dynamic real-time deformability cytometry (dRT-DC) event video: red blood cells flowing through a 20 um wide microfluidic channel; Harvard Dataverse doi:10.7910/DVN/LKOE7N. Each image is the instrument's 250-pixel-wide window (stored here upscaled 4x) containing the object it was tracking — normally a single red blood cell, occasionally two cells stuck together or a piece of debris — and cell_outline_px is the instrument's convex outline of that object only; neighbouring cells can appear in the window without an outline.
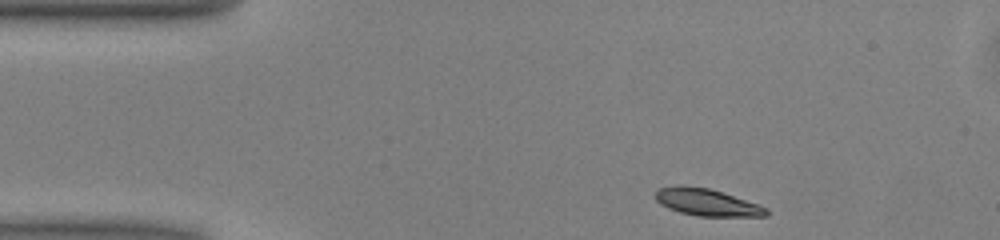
{"species": "common noctule bat (a hibernating species)", "species_latin": "Nyctalus noctula", "temperature_condition": "warm", "stored_images_in_passage": 44, "camera_frame_rate_fps": 3000, "um_per_image_px": 0.085, "animal": {"sex": "male", "body_mass_g": 13.0, "forearm_length_mm": 53.1}, "frame": {"image": 1, "passage_image": 1, "time_ms": 0.0, "image_size_px": [1000, 240], "cell_outline_px": [[768, 216], [696, 216], [680, 212], [668, 208], [660, 204], [656, 200], [656, 192], [660, 188], [676, 184], [680, 184], [708, 188], [768, 208]], "centroid_in_image_um": [60.03, 17.19], "position_along_channel_um": 25.0, "area_um2": 17.28}}
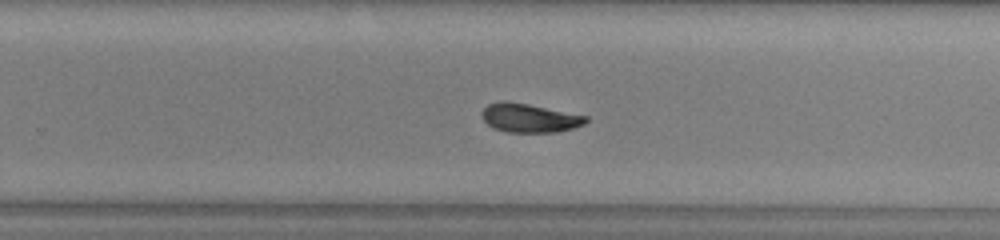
{"frame": {"image": 2, "passage_image": 25, "time_ms": 8.0, "image_size_px": [1000, 240], "cell_outline_px": [[588, 120], [584, 124], [572, 128], [556, 132], [508, 132], [496, 128], [488, 124], [480, 116], [480, 112], [488, 104], [504, 100], [528, 104], [588, 116]], "centroid_in_image_um": [44.99, 10.02], "position_along_channel_um": 284.8, "area_um2": 17.34}}
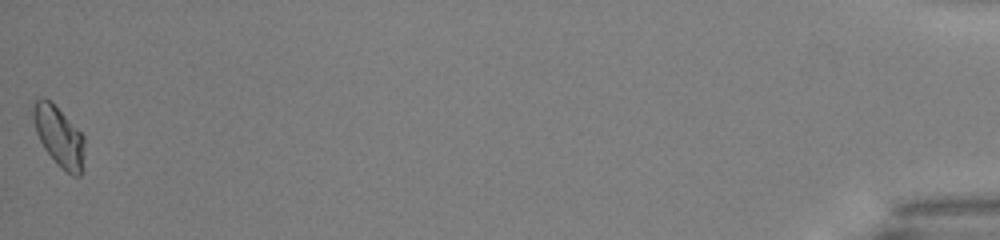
{"frame": {"image": 3, "passage_image": 44, "time_ms": 14.333, "image_size_px": [1000, 240], "cell_outline_px": [[84, 144], [80, 176], [72, 176], [56, 164], [44, 148], [36, 132], [32, 120], [32, 100], [36, 96], [48, 100], [84, 136]], "centroid_in_image_um": [4.95, 11.58], "position_along_channel_um": 430.2, "area_um2": 17.69}, "authors_computed_cell_mechanics": {"area_um2": 17.8024, "velocity_mm_per_s": 4.0032, "shape_relaxation_time_tau1_ms": 4.3941, "shape_relaxation_time_tau2_ms": 2.7247, "deformation_change_tau1": 0.1298, "deformation_change_tau2": 0.0643}}